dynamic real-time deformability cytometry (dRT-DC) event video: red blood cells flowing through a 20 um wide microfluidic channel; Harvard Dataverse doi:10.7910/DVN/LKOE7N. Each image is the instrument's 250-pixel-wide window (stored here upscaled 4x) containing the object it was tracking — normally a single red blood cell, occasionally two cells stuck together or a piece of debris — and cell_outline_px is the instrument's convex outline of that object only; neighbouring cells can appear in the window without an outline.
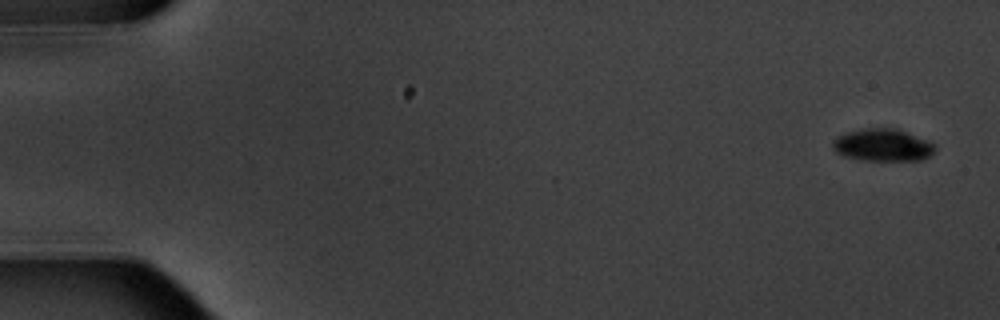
{"species": "common noctule bat (a hibernating species)", "species_latin": "Nyctalus noctula", "temperature_condition": "warm", "stored_images_in_passage": 5, "camera_frame_rate_fps": 3000, "um_per_image_px": 0.085, "animal": {"sex": "male", "body_mass_g": 20.1, "forearm_length_mm": 53.5}, "frame": {"image": 1, "passage_image": 1, "time_ms": 0.0, "image_size_px": [1000, 320], "cell_outline_px": [[936, 152], [924, 160], [864, 160], [844, 156], [836, 152], [832, 148], [832, 140], [836, 136], [848, 132], [864, 128], [896, 128], [928, 140], [936, 144]], "centroid_in_image_um": [75.06, 12.33], "position_along_channel_um": 9.9, "area_um2": 19.54}}
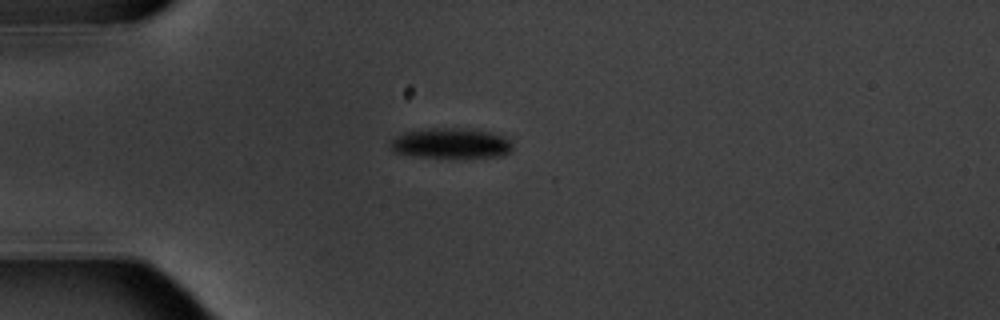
{"frame": {"image": 2, "passage_image": 5, "time_ms": 4.667, "image_size_px": [1000, 320], "cell_outline_px": [[512, 148], [508, 152], [500, 156], [416, 156], [392, 152], [388, 148], [388, 140], [404, 132], [432, 128], [472, 128], [492, 132], [504, 136], [512, 140]], "centroid_in_image_um": [38.28, 12.14], "position_along_channel_um": 46.7, "area_um2": 21.56}}